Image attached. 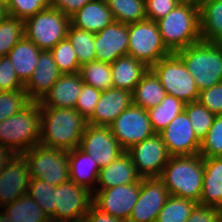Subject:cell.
Wrapping results in <instances>:
<instances>
[{
    "label": "cell",
    "instance_id": "1",
    "mask_svg": "<svg viewBox=\"0 0 222 222\" xmlns=\"http://www.w3.org/2000/svg\"><path fill=\"white\" fill-rule=\"evenodd\" d=\"M86 125L76 109L41 107L39 144L67 151L77 148Z\"/></svg>",
    "mask_w": 222,
    "mask_h": 222
},
{
    "label": "cell",
    "instance_id": "2",
    "mask_svg": "<svg viewBox=\"0 0 222 222\" xmlns=\"http://www.w3.org/2000/svg\"><path fill=\"white\" fill-rule=\"evenodd\" d=\"M157 23L163 43L171 53L201 41L197 1L183 0Z\"/></svg>",
    "mask_w": 222,
    "mask_h": 222
},
{
    "label": "cell",
    "instance_id": "3",
    "mask_svg": "<svg viewBox=\"0 0 222 222\" xmlns=\"http://www.w3.org/2000/svg\"><path fill=\"white\" fill-rule=\"evenodd\" d=\"M204 159L200 154L171 156L159 177L169 195L199 203L203 186Z\"/></svg>",
    "mask_w": 222,
    "mask_h": 222
},
{
    "label": "cell",
    "instance_id": "4",
    "mask_svg": "<svg viewBox=\"0 0 222 222\" xmlns=\"http://www.w3.org/2000/svg\"><path fill=\"white\" fill-rule=\"evenodd\" d=\"M39 102H30L21 111L0 122V144L15 155L23 154L40 139Z\"/></svg>",
    "mask_w": 222,
    "mask_h": 222
},
{
    "label": "cell",
    "instance_id": "5",
    "mask_svg": "<svg viewBox=\"0 0 222 222\" xmlns=\"http://www.w3.org/2000/svg\"><path fill=\"white\" fill-rule=\"evenodd\" d=\"M199 91L222 82V44L199 41L176 52Z\"/></svg>",
    "mask_w": 222,
    "mask_h": 222
},
{
    "label": "cell",
    "instance_id": "6",
    "mask_svg": "<svg viewBox=\"0 0 222 222\" xmlns=\"http://www.w3.org/2000/svg\"><path fill=\"white\" fill-rule=\"evenodd\" d=\"M22 155L27 160L30 178H39L54 186L70 180L67 150L37 144Z\"/></svg>",
    "mask_w": 222,
    "mask_h": 222
},
{
    "label": "cell",
    "instance_id": "7",
    "mask_svg": "<svg viewBox=\"0 0 222 222\" xmlns=\"http://www.w3.org/2000/svg\"><path fill=\"white\" fill-rule=\"evenodd\" d=\"M150 69L159 78L167 94L181 99L184 103L198 101L200 91L194 76L176 53L160 59Z\"/></svg>",
    "mask_w": 222,
    "mask_h": 222
},
{
    "label": "cell",
    "instance_id": "8",
    "mask_svg": "<svg viewBox=\"0 0 222 222\" xmlns=\"http://www.w3.org/2000/svg\"><path fill=\"white\" fill-rule=\"evenodd\" d=\"M70 16L54 8L44 9L24 21L25 37L41 50H51L67 38Z\"/></svg>",
    "mask_w": 222,
    "mask_h": 222
},
{
    "label": "cell",
    "instance_id": "9",
    "mask_svg": "<svg viewBox=\"0 0 222 222\" xmlns=\"http://www.w3.org/2000/svg\"><path fill=\"white\" fill-rule=\"evenodd\" d=\"M128 34V55L143 62L148 68L171 54L163 43L155 21L146 19L128 24Z\"/></svg>",
    "mask_w": 222,
    "mask_h": 222
},
{
    "label": "cell",
    "instance_id": "10",
    "mask_svg": "<svg viewBox=\"0 0 222 222\" xmlns=\"http://www.w3.org/2000/svg\"><path fill=\"white\" fill-rule=\"evenodd\" d=\"M55 213L51 222H81L93 205V193L69 180L55 188Z\"/></svg>",
    "mask_w": 222,
    "mask_h": 222
},
{
    "label": "cell",
    "instance_id": "11",
    "mask_svg": "<svg viewBox=\"0 0 222 222\" xmlns=\"http://www.w3.org/2000/svg\"><path fill=\"white\" fill-rule=\"evenodd\" d=\"M109 127L112 135L125 151L156 133L150 123L147 110L133 103Z\"/></svg>",
    "mask_w": 222,
    "mask_h": 222
},
{
    "label": "cell",
    "instance_id": "12",
    "mask_svg": "<svg viewBox=\"0 0 222 222\" xmlns=\"http://www.w3.org/2000/svg\"><path fill=\"white\" fill-rule=\"evenodd\" d=\"M140 184L141 179L133 184L117 185L109 189L96 188L93 205L101 212L127 222L139 198Z\"/></svg>",
    "mask_w": 222,
    "mask_h": 222
},
{
    "label": "cell",
    "instance_id": "13",
    "mask_svg": "<svg viewBox=\"0 0 222 222\" xmlns=\"http://www.w3.org/2000/svg\"><path fill=\"white\" fill-rule=\"evenodd\" d=\"M127 152L142 178L160 177L171 157L159 133L133 145Z\"/></svg>",
    "mask_w": 222,
    "mask_h": 222
},
{
    "label": "cell",
    "instance_id": "14",
    "mask_svg": "<svg viewBox=\"0 0 222 222\" xmlns=\"http://www.w3.org/2000/svg\"><path fill=\"white\" fill-rule=\"evenodd\" d=\"M79 148L96 161L100 168L115 161L125 150L112 135L109 126L86 125Z\"/></svg>",
    "mask_w": 222,
    "mask_h": 222
},
{
    "label": "cell",
    "instance_id": "15",
    "mask_svg": "<svg viewBox=\"0 0 222 222\" xmlns=\"http://www.w3.org/2000/svg\"><path fill=\"white\" fill-rule=\"evenodd\" d=\"M168 196L159 177L141 178L140 195L127 222H155Z\"/></svg>",
    "mask_w": 222,
    "mask_h": 222
},
{
    "label": "cell",
    "instance_id": "16",
    "mask_svg": "<svg viewBox=\"0 0 222 222\" xmlns=\"http://www.w3.org/2000/svg\"><path fill=\"white\" fill-rule=\"evenodd\" d=\"M159 134L171 156L195 155L200 152L201 142L185 111L178 114Z\"/></svg>",
    "mask_w": 222,
    "mask_h": 222
},
{
    "label": "cell",
    "instance_id": "17",
    "mask_svg": "<svg viewBox=\"0 0 222 222\" xmlns=\"http://www.w3.org/2000/svg\"><path fill=\"white\" fill-rule=\"evenodd\" d=\"M30 179L27 160L16 154L0 172V206L3 208L26 195Z\"/></svg>",
    "mask_w": 222,
    "mask_h": 222
},
{
    "label": "cell",
    "instance_id": "18",
    "mask_svg": "<svg viewBox=\"0 0 222 222\" xmlns=\"http://www.w3.org/2000/svg\"><path fill=\"white\" fill-rule=\"evenodd\" d=\"M95 60L113 63L128 55V25L114 21L95 34Z\"/></svg>",
    "mask_w": 222,
    "mask_h": 222
},
{
    "label": "cell",
    "instance_id": "19",
    "mask_svg": "<svg viewBox=\"0 0 222 222\" xmlns=\"http://www.w3.org/2000/svg\"><path fill=\"white\" fill-rule=\"evenodd\" d=\"M132 103L131 91L119 88L102 91L92 116L87 120V124L109 126Z\"/></svg>",
    "mask_w": 222,
    "mask_h": 222
},
{
    "label": "cell",
    "instance_id": "20",
    "mask_svg": "<svg viewBox=\"0 0 222 222\" xmlns=\"http://www.w3.org/2000/svg\"><path fill=\"white\" fill-rule=\"evenodd\" d=\"M61 73L49 50L40 53L36 69L24 85L27 97L32 102H39L57 82Z\"/></svg>",
    "mask_w": 222,
    "mask_h": 222
},
{
    "label": "cell",
    "instance_id": "21",
    "mask_svg": "<svg viewBox=\"0 0 222 222\" xmlns=\"http://www.w3.org/2000/svg\"><path fill=\"white\" fill-rule=\"evenodd\" d=\"M83 84L79 72L61 74L57 82L39 101L40 107L75 109Z\"/></svg>",
    "mask_w": 222,
    "mask_h": 222
},
{
    "label": "cell",
    "instance_id": "22",
    "mask_svg": "<svg viewBox=\"0 0 222 222\" xmlns=\"http://www.w3.org/2000/svg\"><path fill=\"white\" fill-rule=\"evenodd\" d=\"M141 178L133 164L132 156L124 151L115 161L100 169L97 178L98 189L133 184Z\"/></svg>",
    "mask_w": 222,
    "mask_h": 222
},
{
    "label": "cell",
    "instance_id": "23",
    "mask_svg": "<svg viewBox=\"0 0 222 222\" xmlns=\"http://www.w3.org/2000/svg\"><path fill=\"white\" fill-rule=\"evenodd\" d=\"M115 21L106 0H91L83 8L70 16L73 27L94 34Z\"/></svg>",
    "mask_w": 222,
    "mask_h": 222
},
{
    "label": "cell",
    "instance_id": "24",
    "mask_svg": "<svg viewBox=\"0 0 222 222\" xmlns=\"http://www.w3.org/2000/svg\"><path fill=\"white\" fill-rule=\"evenodd\" d=\"M68 162L70 180L92 193L95 192L98 173L101 168L91 158V155L77 147L68 151Z\"/></svg>",
    "mask_w": 222,
    "mask_h": 222
},
{
    "label": "cell",
    "instance_id": "25",
    "mask_svg": "<svg viewBox=\"0 0 222 222\" xmlns=\"http://www.w3.org/2000/svg\"><path fill=\"white\" fill-rule=\"evenodd\" d=\"M203 159L204 176L199 204L222 210V157Z\"/></svg>",
    "mask_w": 222,
    "mask_h": 222
},
{
    "label": "cell",
    "instance_id": "26",
    "mask_svg": "<svg viewBox=\"0 0 222 222\" xmlns=\"http://www.w3.org/2000/svg\"><path fill=\"white\" fill-rule=\"evenodd\" d=\"M42 51L25 36L9 51L7 56L12 62L16 76L23 85L28 82L35 71Z\"/></svg>",
    "mask_w": 222,
    "mask_h": 222
},
{
    "label": "cell",
    "instance_id": "27",
    "mask_svg": "<svg viewBox=\"0 0 222 222\" xmlns=\"http://www.w3.org/2000/svg\"><path fill=\"white\" fill-rule=\"evenodd\" d=\"M201 40L222 44V0H199Z\"/></svg>",
    "mask_w": 222,
    "mask_h": 222
},
{
    "label": "cell",
    "instance_id": "28",
    "mask_svg": "<svg viewBox=\"0 0 222 222\" xmlns=\"http://www.w3.org/2000/svg\"><path fill=\"white\" fill-rule=\"evenodd\" d=\"M112 72L113 88L124 89L133 92L142 76L148 71V67L133 56L119 57L110 64Z\"/></svg>",
    "mask_w": 222,
    "mask_h": 222
},
{
    "label": "cell",
    "instance_id": "29",
    "mask_svg": "<svg viewBox=\"0 0 222 222\" xmlns=\"http://www.w3.org/2000/svg\"><path fill=\"white\" fill-rule=\"evenodd\" d=\"M166 95L159 78L149 68L132 92L133 104L148 110L160 104Z\"/></svg>",
    "mask_w": 222,
    "mask_h": 222
},
{
    "label": "cell",
    "instance_id": "30",
    "mask_svg": "<svg viewBox=\"0 0 222 222\" xmlns=\"http://www.w3.org/2000/svg\"><path fill=\"white\" fill-rule=\"evenodd\" d=\"M12 222H51L39 204L28 194L3 207Z\"/></svg>",
    "mask_w": 222,
    "mask_h": 222
},
{
    "label": "cell",
    "instance_id": "31",
    "mask_svg": "<svg viewBox=\"0 0 222 222\" xmlns=\"http://www.w3.org/2000/svg\"><path fill=\"white\" fill-rule=\"evenodd\" d=\"M185 103L172 95L167 94L160 104L147 110L153 130L159 133L181 112Z\"/></svg>",
    "mask_w": 222,
    "mask_h": 222
},
{
    "label": "cell",
    "instance_id": "32",
    "mask_svg": "<svg viewBox=\"0 0 222 222\" xmlns=\"http://www.w3.org/2000/svg\"><path fill=\"white\" fill-rule=\"evenodd\" d=\"M115 21L132 24L147 19L145 0H106Z\"/></svg>",
    "mask_w": 222,
    "mask_h": 222
},
{
    "label": "cell",
    "instance_id": "33",
    "mask_svg": "<svg viewBox=\"0 0 222 222\" xmlns=\"http://www.w3.org/2000/svg\"><path fill=\"white\" fill-rule=\"evenodd\" d=\"M80 76L84 84L105 91L113 88L111 65L93 60L80 66Z\"/></svg>",
    "mask_w": 222,
    "mask_h": 222
},
{
    "label": "cell",
    "instance_id": "34",
    "mask_svg": "<svg viewBox=\"0 0 222 222\" xmlns=\"http://www.w3.org/2000/svg\"><path fill=\"white\" fill-rule=\"evenodd\" d=\"M197 202L169 195L155 222H186Z\"/></svg>",
    "mask_w": 222,
    "mask_h": 222
},
{
    "label": "cell",
    "instance_id": "35",
    "mask_svg": "<svg viewBox=\"0 0 222 222\" xmlns=\"http://www.w3.org/2000/svg\"><path fill=\"white\" fill-rule=\"evenodd\" d=\"M67 38L77 54L80 66L95 60L94 33L78 29L70 24Z\"/></svg>",
    "mask_w": 222,
    "mask_h": 222
},
{
    "label": "cell",
    "instance_id": "36",
    "mask_svg": "<svg viewBox=\"0 0 222 222\" xmlns=\"http://www.w3.org/2000/svg\"><path fill=\"white\" fill-rule=\"evenodd\" d=\"M184 111L191 121L197 139L202 142L213 125L216 115L210 112L199 101L185 103Z\"/></svg>",
    "mask_w": 222,
    "mask_h": 222
},
{
    "label": "cell",
    "instance_id": "37",
    "mask_svg": "<svg viewBox=\"0 0 222 222\" xmlns=\"http://www.w3.org/2000/svg\"><path fill=\"white\" fill-rule=\"evenodd\" d=\"M24 36V21L6 15L0 22V57L7 56L9 51Z\"/></svg>",
    "mask_w": 222,
    "mask_h": 222
},
{
    "label": "cell",
    "instance_id": "38",
    "mask_svg": "<svg viewBox=\"0 0 222 222\" xmlns=\"http://www.w3.org/2000/svg\"><path fill=\"white\" fill-rule=\"evenodd\" d=\"M61 74H74L80 70L78 57L68 38L58 42L49 50Z\"/></svg>",
    "mask_w": 222,
    "mask_h": 222
},
{
    "label": "cell",
    "instance_id": "39",
    "mask_svg": "<svg viewBox=\"0 0 222 222\" xmlns=\"http://www.w3.org/2000/svg\"><path fill=\"white\" fill-rule=\"evenodd\" d=\"M55 188L39 178H31L27 194L31 196L50 218L55 213Z\"/></svg>",
    "mask_w": 222,
    "mask_h": 222
},
{
    "label": "cell",
    "instance_id": "40",
    "mask_svg": "<svg viewBox=\"0 0 222 222\" xmlns=\"http://www.w3.org/2000/svg\"><path fill=\"white\" fill-rule=\"evenodd\" d=\"M203 158L222 156V115H216L213 125L200 144Z\"/></svg>",
    "mask_w": 222,
    "mask_h": 222
},
{
    "label": "cell",
    "instance_id": "41",
    "mask_svg": "<svg viewBox=\"0 0 222 222\" xmlns=\"http://www.w3.org/2000/svg\"><path fill=\"white\" fill-rule=\"evenodd\" d=\"M30 102L24 89L0 91V122L18 113Z\"/></svg>",
    "mask_w": 222,
    "mask_h": 222
},
{
    "label": "cell",
    "instance_id": "42",
    "mask_svg": "<svg viewBox=\"0 0 222 222\" xmlns=\"http://www.w3.org/2000/svg\"><path fill=\"white\" fill-rule=\"evenodd\" d=\"M50 7V0H11L6 10L8 15L25 21L38 12Z\"/></svg>",
    "mask_w": 222,
    "mask_h": 222
},
{
    "label": "cell",
    "instance_id": "43",
    "mask_svg": "<svg viewBox=\"0 0 222 222\" xmlns=\"http://www.w3.org/2000/svg\"><path fill=\"white\" fill-rule=\"evenodd\" d=\"M102 91L94 88L93 86L83 84L81 92L76 102L75 109L88 120L99 101Z\"/></svg>",
    "mask_w": 222,
    "mask_h": 222
},
{
    "label": "cell",
    "instance_id": "44",
    "mask_svg": "<svg viewBox=\"0 0 222 222\" xmlns=\"http://www.w3.org/2000/svg\"><path fill=\"white\" fill-rule=\"evenodd\" d=\"M24 89V85L16 76V72L8 56L0 57V91H16Z\"/></svg>",
    "mask_w": 222,
    "mask_h": 222
},
{
    "label": "cell",
    "instance_id": "45",
    "mask_svg": "<svg viewBox=\"0 0 222 222\" xmlns=\"http://www.w3.org/2000/svg\"><path fill=\"white\" fill-rule=\"evenodd\" d=\"M198 101L215 115H222V82L201 90Z\"/></svg>",
    "mask_w": 222,
    "mask_h": 222
},
{
    "label": "cell",
    "instance_id": "46",
    "mask_svg": "<svg viewBox=\"0 0 222 222\" xmlns=\"http://www.w3.org/2000/svg\"><path fill=\"white\" fill-rule=\"evenodd\" d=\"M182 1L183 0H145L147 19L157 22L164 18Z\"/></svg>",
    "mask_w": 222,
    "mask_h": 222
},
{
    "label": "cell",
    "instance_id": "47",
    "mask_svg": "<svg viewBox=\"0 0 222 222\" xmlns=\"http://www.w3.org/2000/svg\"><path fill=\"white\" fill-rule=\"evenodd\" d=\"M186 222H222V210L197 203Z\"/></svg>",
    "mask_w": 222,
    "mask_h": 222
},
{
    "label": "cell",
    "instance_id": "48",
    "mask_svg": "<svg viewBox=\"0 0 222 222\" xmlns=\"http://www.w3.org/2000/svg\"><path fill=\"white\" fill-rule=\"evenodd\" d=\"M91 0H50L51 8L60 10L63 14L71 16L83 8Z\"/></svg>",
    "mask_w": 222,
    "mask_h": 222
},
{
    "label": "cell",
    "instance_id": "49",
    "mask_svg": "<svg viewBox=\"0 0 222 222\" xmlns=\"http://www.w3.org/2000/svg\"><path fill=\"white\" fill-rule=\"evenodd\" d=\"M81 222H125L121 219L105 214L92 205Z\"/></svg>",
    "mask_w": 222,
    "mask_h": 222
},
{
    "label": "cell",
    "instance_id": "50",
    "mask_svg": "<svg viewBox=\"0 0 222 222\" xmlns=\"http://www.w3.org/2000/svg\"><path fill=\"white\" fill-rule=\"evenodd\" d=\"M15 154L7 147L0 144V172Z\"/></svg>",
    "mask_w": 222,
    "mask_h": 222
},
{
    "label": "cell",
    "instance_id": "51",
    "mask_svg": "<svg viewBox=\"0 0 222 222\" xmlns=\"http://www.w3.org/2000/svg\"><path fill=\"white\" fill-rule=\"evenodd\" d=\"M8 15L6 8L0 4V22L3 20V18Z\"/></svg>",
    "mask_w": 222,
    "mask_h": 222
},
{
    "label": "cell",
    "instance_id": "52",
    "mask_svg": "<svg viewBox=\"0 0 222 222\" xmlns=\"http://www.w3.org/2000/svg\"><path fill=\"white\" fill-rule=\"evenodd\" d=\"M0 222H12L5 212L0 214Z\"/></svg>",
    "mask_w": 222,
    "mask_h": 222
},
{
    "label": "cell",
    "instance_id": "53",
    "mask_svg": "<svg viewBox=\"0 0 222 222\" xmlns=\"http://www.w3.org/2000/svg\"><path fill=\"white\" fill-rule=\"evenodd\" d=\"M11 0H0V4L7 8L10 4Z\"/></svg>",
    "mask_w": 222,
    "mask_h": 222
}]
</instances>
